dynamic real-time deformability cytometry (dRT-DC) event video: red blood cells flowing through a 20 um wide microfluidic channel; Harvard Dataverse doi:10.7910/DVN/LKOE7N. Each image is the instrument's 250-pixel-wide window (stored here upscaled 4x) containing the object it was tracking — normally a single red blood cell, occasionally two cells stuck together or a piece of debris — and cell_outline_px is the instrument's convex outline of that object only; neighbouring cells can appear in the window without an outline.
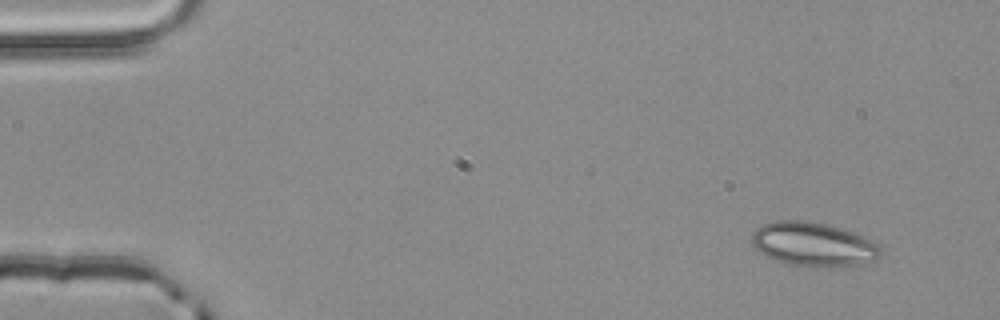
{"species": "common noctule bat (a hibernating species)", "species_latin": "Nyctalus noctula", "temperature_condition": "room temperature", "stored_images_in_passage": 3, "camera_frame_rate_fps": 3000, "um_per_image_px": 0.085, "animal": {"sex": "male", "body_mass_g": 20.4}, "frame": {"image": 1, "passage_image": 1, "time_ms": 0.0, "image_size_px": [1000, 320], "cell_outline_px": [[880, 256], [876, 260], [860, 264], [788, 264], [772, 260], [760, 252], [752, 244], [752, 232], [756, 228], [764, 224], [776, 220], [804, 220], [824, 224], [840, 228], [864, 236], [872, 240], [880, 248]], "centroid_in_image_um": [69.08, 20.72], "position_along_channel_um": 15.9, "area_um2": 32.14}}